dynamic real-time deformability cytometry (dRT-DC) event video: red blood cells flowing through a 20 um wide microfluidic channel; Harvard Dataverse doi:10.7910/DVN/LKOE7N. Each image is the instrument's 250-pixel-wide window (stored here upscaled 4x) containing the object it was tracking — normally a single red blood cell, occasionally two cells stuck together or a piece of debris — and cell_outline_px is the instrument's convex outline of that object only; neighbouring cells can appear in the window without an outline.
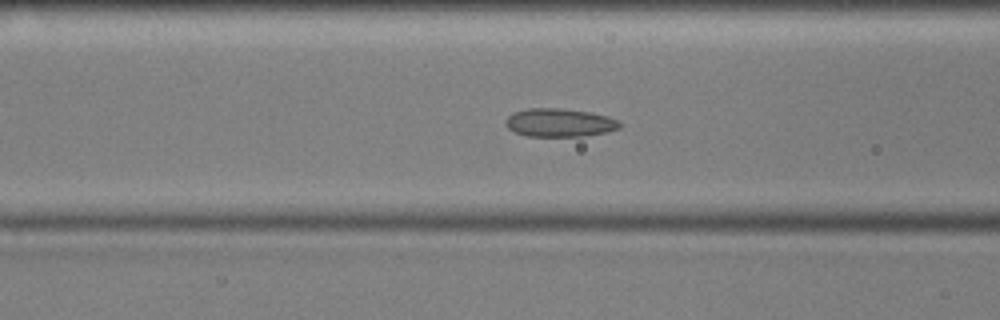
{"species": "common noctule bat (a hibernating species)", "species_latin": "Nyctalus noctula", "temperature_condition": "cold", "stored_images_in_passage": 48, "camera_frame_rate_fps": 3000, "um_per_image_px": 0.085, "animal": {"sex": "male", "body_mass_g": 17.9, "forearm_length_mm": 54.2}, "frame": {"image": 1, "passage_image": 14, "time_ms": 4.333, "image_size_px": [1000, 320], "cell_outline_px": [[620, 128], [608, 132], [584, 136], [528, 136], [516, 132], [508, 128], [504, 124], [504, 120], [512, 112], [528, 108], [560, 108], [588, 112], [608, 116], [620, 120]], "centroid_in_image_um": [47.55, 10.42], "position_along_channel_um": 119.0, "area_um2": 18.96}}
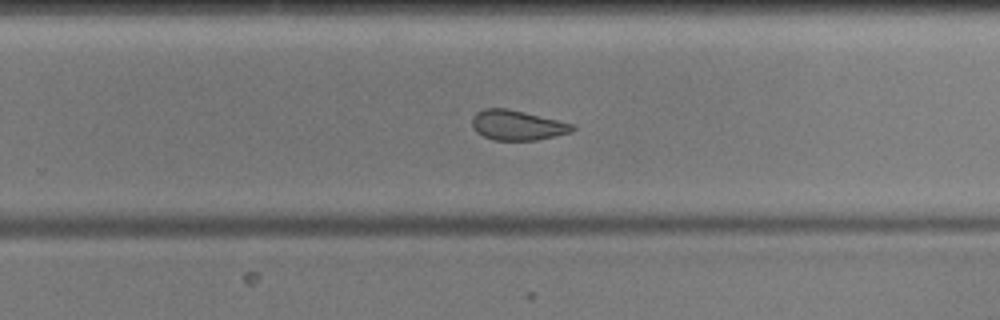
{"frame": {"image": 2, "passage_image": 28, "time_ms": 9.0, "image_size_px": [1000, 320], "cell_outline_px": [[576, 128], [572, 132], [556, 136], [536, 140], [492, 140], [476, 132], [472, 128], [472, 116], [476, 112], [484, 108], [508, 108], [576, 124]], "centroid_in_image_um": [43.98, 10.64], "position_along_channel_um": 285.8, "area_um2": 17.8}}
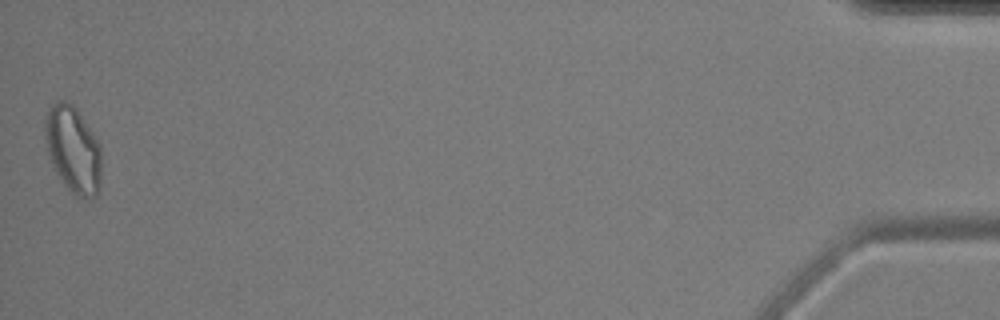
{"frame": {"image": 3, "passage_image": 48, "time_ms": 15.667, "image_size_px": [1000, 320], "cell_outline_px": [[100, 184], [96, 196], [84, 200], [76, 196], [64, 184], [52, 168], [44, 136], [44, 120], [52, 104], [56, 100], [64, 100], [72, 104], [80, 112], [100, 144]], "centroid_in_image_um": [6.19, 12.71], "position_along_channel_um": 429.0, "area_um2": 28.78}, "authors_computed_cell_mechanics": {"area_um2": 19.3919, "velocity_mm_per_s": 3.5799, "shape_relaxation_time_tau1_ms": null, "shape_relaxation_time_tau2_ms": 2.0991, "deformation_change_tau1": null, "deformation_change_tau2": 0.0812}}